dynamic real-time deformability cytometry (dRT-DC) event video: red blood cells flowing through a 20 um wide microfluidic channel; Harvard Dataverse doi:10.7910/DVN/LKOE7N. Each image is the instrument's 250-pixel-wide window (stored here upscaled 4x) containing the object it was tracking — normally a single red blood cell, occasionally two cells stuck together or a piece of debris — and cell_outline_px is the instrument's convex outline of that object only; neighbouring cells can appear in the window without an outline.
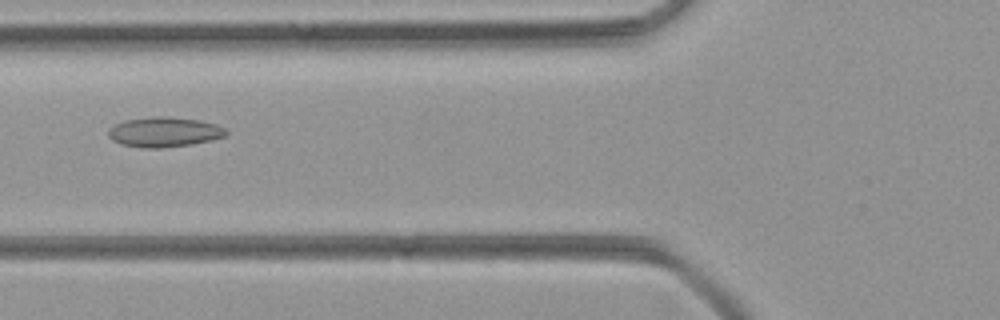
{"species": "common noctule bat (a hibernating species)", "species_latin": "Nyctalus noctula", "temperature_condition": "room temperature", "stored_images_in_passage": 3, "camera_frame_rate_fps": 3000, "um_per_image_px": 0.085, "animal": {"sex": "female", "body_mass_g": 21.9}, "frame": {"image": 1, "passage_image": 2, "time_ms": 0.333, "image_size_px": [1000, 320], "cell_outline_px": [[228, 136], [212, 140], [192, 144], [160, 148], [144, 148], [120, 144], [112, 140], [108, 136], [108, 128], [124, 120], [156, 116], [168, 116], [200, 120], [216, 124], [224, 128], [228, 132]], "centroid_in_image_um": [13.97, 11.22], "position_along_channel_um": 111.8, "area_um2": 20.75}}